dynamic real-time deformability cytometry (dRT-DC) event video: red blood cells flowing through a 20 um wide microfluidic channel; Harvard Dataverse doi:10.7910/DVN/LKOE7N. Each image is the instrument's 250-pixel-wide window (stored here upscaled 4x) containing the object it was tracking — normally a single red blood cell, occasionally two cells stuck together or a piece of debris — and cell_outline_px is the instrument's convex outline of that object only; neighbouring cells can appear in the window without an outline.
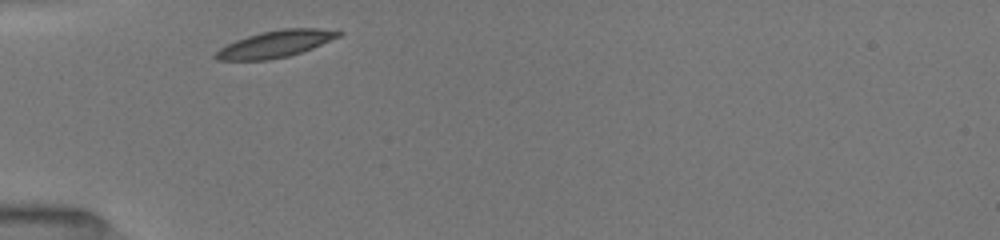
{"species": "common noctule bat (a hibernating species)", "species_latin": "Nyctalus noctula", "temperature_condition": "room temperature", "stored_images_in_passage": 2, "camera_frame_rate_fps": 3000, "um_per_image_px": 0.085, "animal": {"sex": "female", "body_mass_g": 19.5, "forearm_length_mm": 54.1}, "frame": {"image": 1, "passage_image": 1, "time_ms": 0.0, "image_size_px": [1000, 240], "cell_outline_px": [[344, 32], [340, 36], [312, 48], [288, 56], [268, 60], [216, 60], [212, 56], [220, 48], [236, 40], [260, 32], [284, 28], [316, 28]], "centroid_in_image_um": [23.39, 3.74], "position_along_channel_um": 61.6, "area_um2": 19.02}}
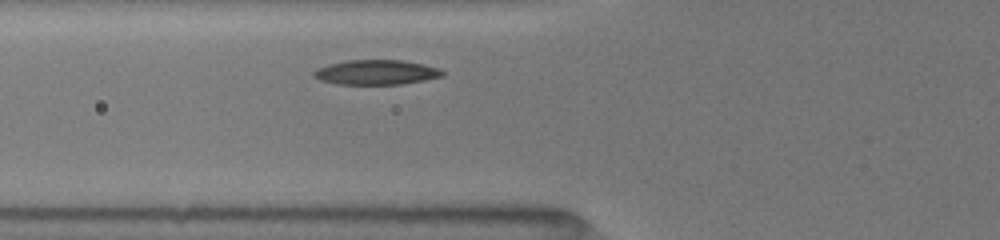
{"frame": {"image": 2, "passage_image": 2, "time_ms": 0.333, "image_size_px": [1000, 240], "cell_outline_px": [[444, 76], [424, 80], [400, 84], [336, 84], [320, 80], [312, 76], [312, 72], [316, 68], [328, 64], [348, 60], [404, 60], [424, 64], [436, 68], [444, 72]], "centroid_in_image_um": [31.93, 6.14], "position_along_channel_um": 93.9, "area_um2": 18.61}}